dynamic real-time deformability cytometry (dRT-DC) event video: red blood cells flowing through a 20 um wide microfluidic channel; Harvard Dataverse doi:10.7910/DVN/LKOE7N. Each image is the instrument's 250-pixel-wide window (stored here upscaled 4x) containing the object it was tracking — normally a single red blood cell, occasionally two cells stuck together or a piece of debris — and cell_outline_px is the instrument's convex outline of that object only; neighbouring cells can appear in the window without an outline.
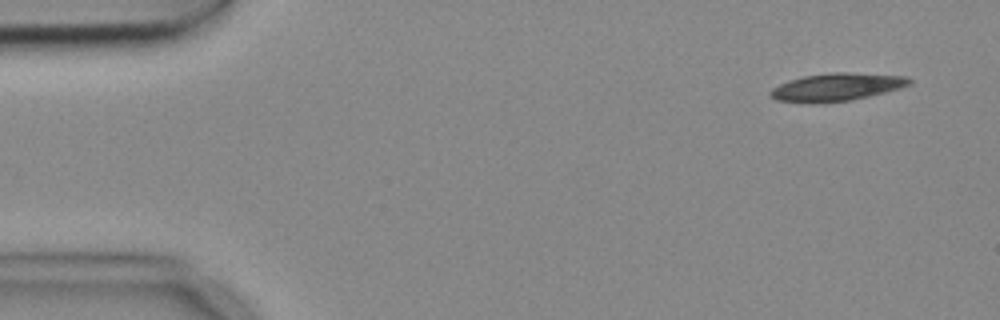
{"species": "common noctule bat (a hibernating species)", "species_latin": "Nyctalus noctula", "temperature_condition": "cold", "stored_images_in_passage": 4, "camera_frame_rate_fps": 3000, "um_per_image_px": 0.085, "animal": {"sex": "female", "body_mass_g": 18.4}, "frame": {"image": 1, "passage_image": 1, "time_ms": 0.0, "image_size_px": [1000, 320], "cell_outline_px": [[912, 84], [900, 88], [868, 96], [848, 100], [776, 100], [768, 96], [768, 92], [772, 88], [780, 84], [804, 76], [836, 72], [848, 72], [904, 76], [912, 80]], "centroid_in_image_um": [71.18, 7.35], "position_along_channel_um": 13.8, "area_um2": 21.33}}
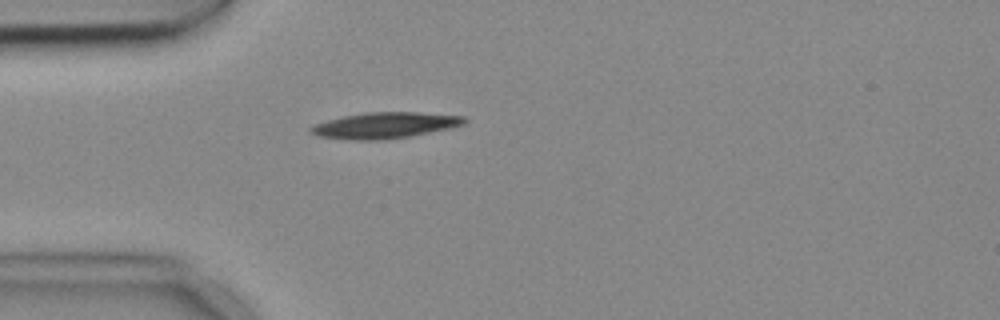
{"frame": {"image": 2, "passage_image": 4, "time_ms": 1.0, "image_size_px": [1000, 320], "cell_outline_px": [[468, 120], [464, 124], [448, 128], [388, 140], [352, 140], [320, 136], [312, 132], [308, 128], [316, 124], [328, 120], [344, 116], [364, 112], [416, 112], [464, 116]], "centroid_in_image_um": [32.72, 10.65], "position_along_channel_um": 52.3, "area_um2": 23.0}}